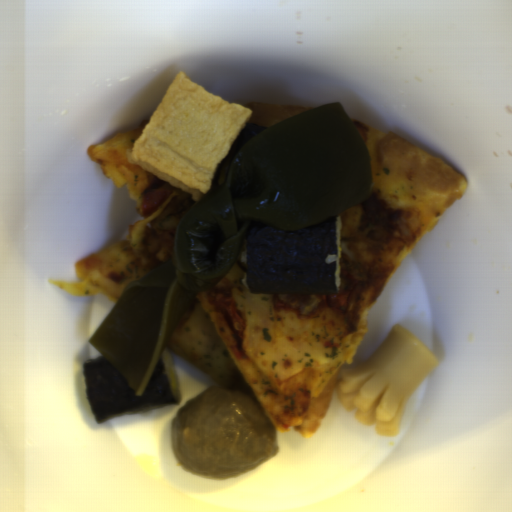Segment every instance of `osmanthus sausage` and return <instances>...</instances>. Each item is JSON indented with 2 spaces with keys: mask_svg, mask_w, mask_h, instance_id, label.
Returning <instances> with one entry per match:
<instances>
[{
  "mask_svg": "<svg viewBox=\"0 0 512 512\" xmlns=\"http://www.w3.org/2000/svg\"><path fill=\"white\" fill-rule=\"evenodd\" d=\"M438 362L418 336L394 325L371 360L363 366L342 369L336 387L338 401L355 410L356 420L393 437L400 429L408 400Z\"/></svg>",
  "mask_w": 512,
  "mask_h": 512,
  "instance_id": "d35146e8",
  "label": "osmanthus sausage"
}]
</instances>
